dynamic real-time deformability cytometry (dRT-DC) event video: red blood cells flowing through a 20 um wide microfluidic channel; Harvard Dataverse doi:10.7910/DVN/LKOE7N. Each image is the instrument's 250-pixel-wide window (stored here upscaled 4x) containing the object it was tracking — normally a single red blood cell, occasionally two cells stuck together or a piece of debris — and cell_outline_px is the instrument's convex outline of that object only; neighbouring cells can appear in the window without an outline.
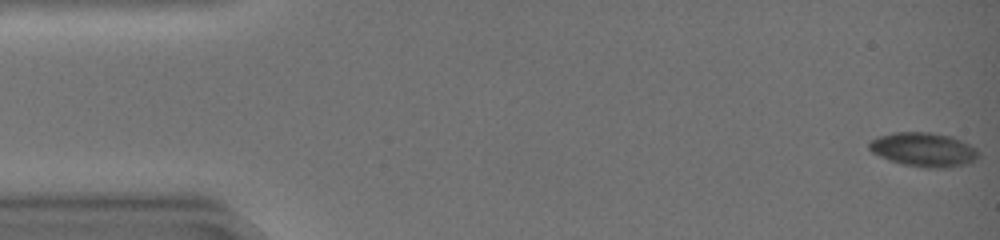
{"species": "common noctule bat (a hibernating species)", "species_latin": "Nyctalus noctula", "temperature_condition": "warm", "stored_images_in_passage": 46, "camera_frame_rate_fps": 3000, "um_per_image_px": 0.085, "animal": {"sex": "female", "body_mass_g": 19.0, "forearm_length_mm": 51.5}, "frame": {"image": 1, "passage_image": 1, "time_ms": 0.0, "image_size_px": [1000, 240], "cell_outline_px": [[980, 156], [964, 164], [948, 168], [928, 168], [904, 164], [888, 160], [872, 152], [868, 148], [868, 144], [872, 140], [880, 136], [896, 132], [928, 132], [948, 136], [960, 140], [976, 148], [980, 152]], "centroid_in_image_um": [78.5, 12.72], "position_along_channel_um": 6.5, "area_um2": 21.44}}
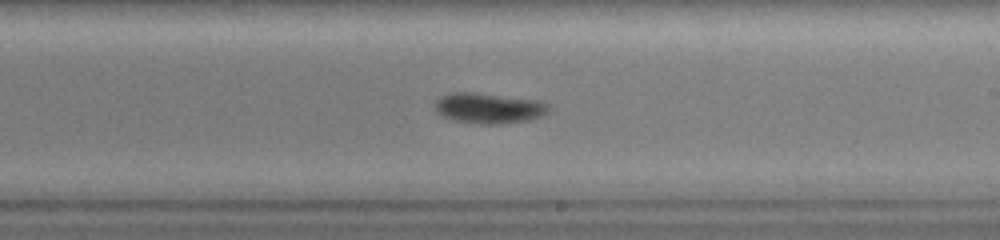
{"frame": {"image": 2, "passage_image": 28, "time_ms": 9.0, "image_size_px": [1000, 240], "cell_outline_px": [[552, 112], [544, 116], [528, 120], [500, 124], [480, 124], [452, 120], [436, 112], [436, 100], [440, 96], [452, 92], [476, 92], [540, 100], [552, 104]], "centroid_in_image_um": [41.65, 9.18], "position_along_channel_um": 247.4, "area_um2": 20.75}}
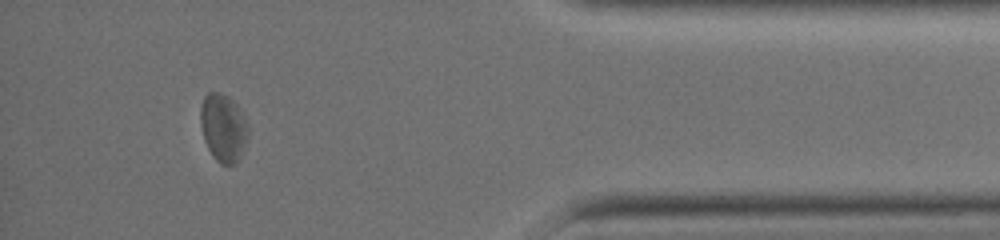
{"frame": {"image": 3, "passage_image": 42, "time_ms": 13.667, "image_size_px": [1000, 240], "cell_outline_px": [[248, 140], [240, 156], [232, 164], [220, 164], [216, 160], [208, 148], [204, 140], [200, 124], [200, 108], [204, 96], [208, 92], [220, 92], [228, 96], [244, 112], [248, 124]], "centroid_in_image_um": [18.99, 10.82], "position_along_channel_um": 416.2, "area_um2": 19.07}, "authors_computed_cell_mechanics": {"area_um2": 20.4612, "velocity_mm_per_s": 4.2243, "shape_relaxation_time_tau1_ms": 2.6435, "shape_relaxation_time_tau2_ms": 6.7364, "deformation_change_tau1": 0.0639, "deformation_change_tau2": 0.1251}}